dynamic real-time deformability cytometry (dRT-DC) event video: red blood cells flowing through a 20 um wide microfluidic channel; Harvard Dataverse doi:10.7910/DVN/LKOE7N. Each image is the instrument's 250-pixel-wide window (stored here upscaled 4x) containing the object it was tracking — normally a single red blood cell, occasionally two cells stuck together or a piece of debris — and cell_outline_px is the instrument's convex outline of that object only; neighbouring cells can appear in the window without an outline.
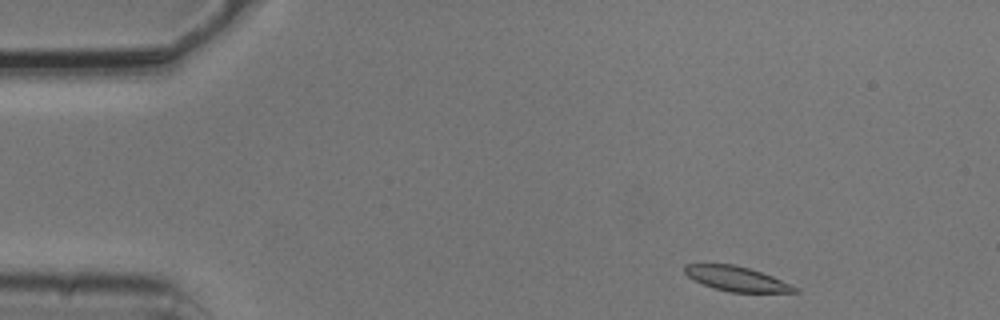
{"species": "common noctule bat (a hibernating species)", "species_latin": "Nyctalus noctula", "temperature_condition": "cold", "stored_images_in_passage": 5, "camera_frame_rate_fps": 3000, "um_per_image_px": 0.085, "animal": {"sex": "male", "body_mass_g": 20.5, "forearm_length_mm": 52.5}, "frame": {"image": 1, "passage_image": 1, "time_ms": 0.0, "image_size_px": [1000, 320], "cell_outline_px": [[800, 292], [728, 292], [712, 288], [688, 276], [684, 272], [684, 264], [732, 264], [748, 268], [772, 276], [792, 284], [800, 288]], "centroid_in_image_um": [62.64, 23.7], "position_along_channel_um": 22.4, "area_um2": 15.78}}
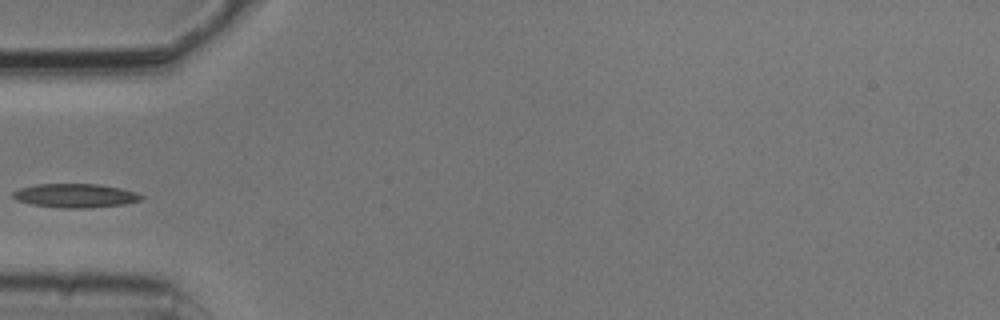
{"frame": {"image": 2, "passage_image": 4, "time_ms": 1.0, "image_size_px": [1000, 320], "cell_outline_px": [[144, 196], [140, 200], [124, 204], [88, 208], [64, 208], [32, 204], [16, 200], [12, 196], [12, 192], [20, 188], [36, 184], [100, 184], [120, 188], [136, 192]], "centroid_in_image_um": [6.4, 16.62], "position_along_channel_um": 78.6, "area_um2": 17.8}}
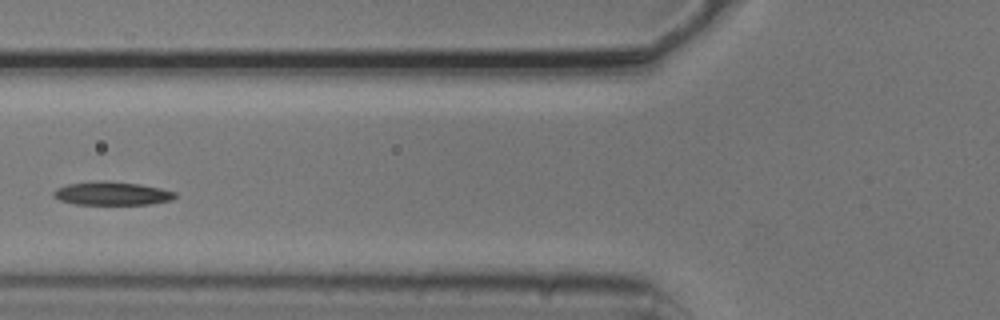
{"frame": {"image": 3, "passage_image": 5, "time_ms": 1.333, "image_size_px": [1000, 320], "cell_outline_px": [[176, 196], [172, 200], [148, 204], [76, 204], [60, 200], [52, 196], [52, 192], [56, 188], [68, 184], [96, 180], [104, 180], [140, 184], [160, 188], [176, 192]], "centroid_in_image_um": [9.49, 16.43], "position_along_channel_um": 116.3, "area_um2": 16.65}}